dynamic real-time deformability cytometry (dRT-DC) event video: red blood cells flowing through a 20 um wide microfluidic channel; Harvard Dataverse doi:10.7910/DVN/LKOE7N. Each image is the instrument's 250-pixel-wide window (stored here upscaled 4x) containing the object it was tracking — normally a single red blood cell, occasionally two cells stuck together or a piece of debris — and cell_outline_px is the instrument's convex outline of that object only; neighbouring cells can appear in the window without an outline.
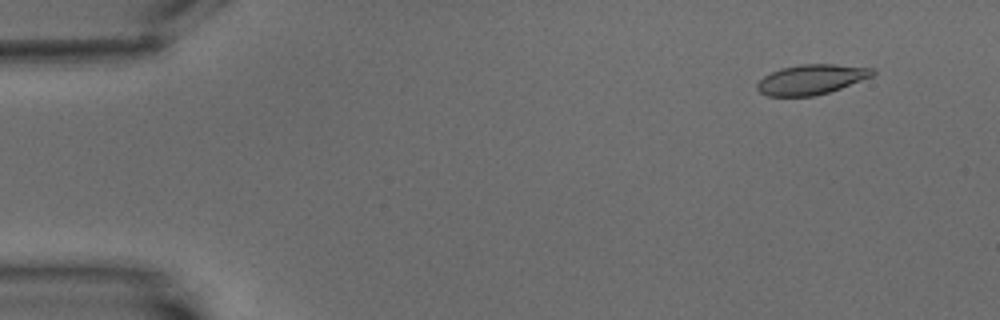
{"species": "common noctule bat (a hibernating species)", "species_latin": "Nyctalus noctula", "temperature_condition": "warm", "stored_images_in_passage": 5, "camera_frame_rate_fps": 3000, "um_per_image_px": 0.085, "animal": {"sex": "male", "body_mass_g": 15.6}, "frame": {"image": 1, "passage_image": 2, "time_ms": 1.333, "image_size_px": [1000, 320], "cell_outline_px": [[876, 72], [872, 76], [840, 88], [816, 96], [768, 96], [760, 92], [756, 88], [756, 84], [764, 76], [780, 68], [800, 64], [836, 64], [872, 68]], "centroid_in_image_um": [68.94, 6.75], "position_along_channel_um": 16.1, "area_um2": 20.06}}
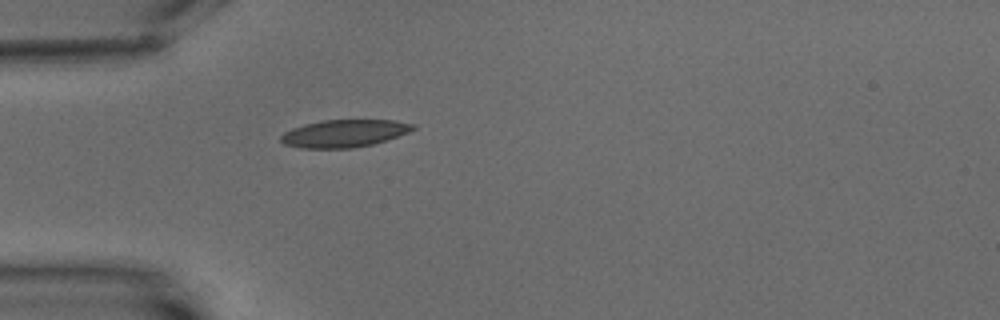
{"frame": {"image": 2, "passage_image": 5, "time_ms": 5.667, "image_size_px": [1000, 320], "cell_outline_px": [[416, 128], [408, 132], [388, 140], [372, 144], [352, 148], [300, 148], [284, 144], [280, 140], [280, 136], [284, 132], [292, 128], [304, 124], [324, 120], [396, 120], [416, 124]], "centroid_in_image_um": [29.27, 11.34], "position_along_channel_um": 55.7, "area_um2": 21.27}}